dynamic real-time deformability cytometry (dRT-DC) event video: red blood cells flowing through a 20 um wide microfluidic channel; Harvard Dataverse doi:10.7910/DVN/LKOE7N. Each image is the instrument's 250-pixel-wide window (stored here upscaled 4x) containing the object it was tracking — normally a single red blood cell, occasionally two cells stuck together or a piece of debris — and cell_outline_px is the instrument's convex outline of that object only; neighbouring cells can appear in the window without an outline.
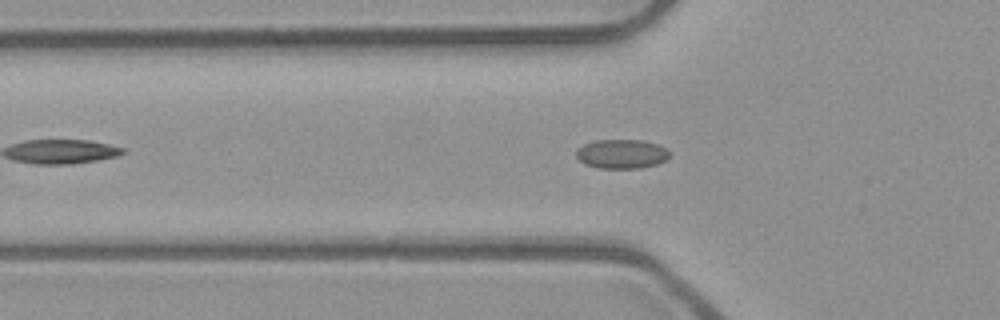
{"species": "common noctule bat (a hibernating species)", "species_latin": "Nyctalus noctula", "temperature_condition": "room temperature", "stored_images_in_passage": 36, "camera_frame_rate_fps": 3000, "um_per_image_px": 0.085, "animal": {"sex": "male", "body_mass_g": 23.1, "forearm_length_mm": 52.7}, "frame": {"image": 1, "passage_image": 7, "time_ms": 2.0, "image_size_px": [1000, 320], "cell_outline_px": [[668, 156], [664, 160], [656, 164], [640, 168], [600, 168], [584, 164], [576, 156], [576, 152], [584, 144], [596, 140], [644, 140], [656, 144], [664, 148], [668, 152]], "centroid_in_image_um": [52.81, 13.08], "position_along_channel_um": 73.0, "area_um2": 15.61}}
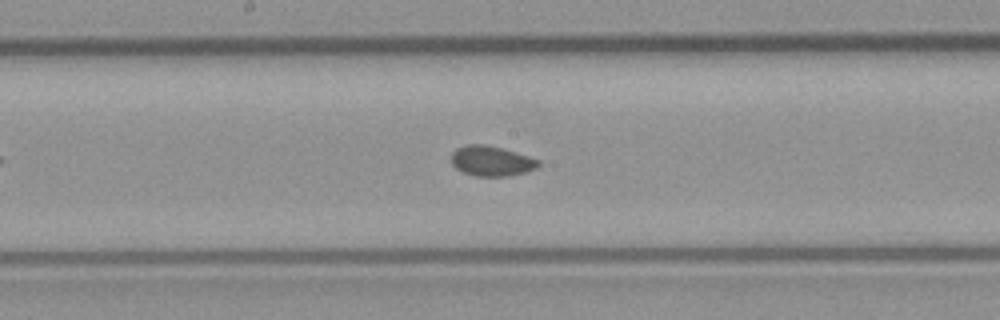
{"frame": {"image": 2, "passage_image": 17, "time_ms": 5.333, "image_size_px": [1000, 320], "cell_outline_px": [[540, 164], [536, 168], [528, 172], [508, 176], [476, 176], [464, 172], [456, 168], [452, 164], [452, 152], [456, 148], [468, 144], [484, 144], [500, 148], [528, 156], [540, 160]], "centroid_in_image_um": [41.78, 13.69], "position_along_channel_um": 206.4, "area_um2": 15.2}}
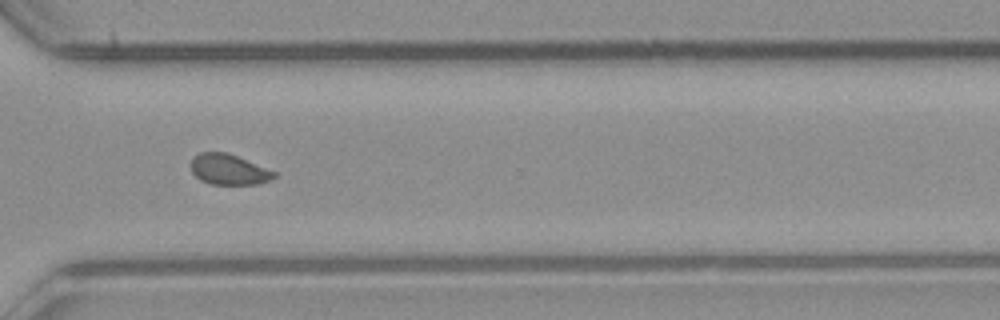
{"frame": {"image": 3, "passage_image": 28, "time_ms": 9.0, "image_size_px": [1000, 320], "cell_outline_px": [[276, 176], [260, 184], [212, 184], [200, 180], [192, 172], [192, 160], [200, 152], [224, 152], [236, 156], [276, 172]], "centroid_in_image_um": [19.44, 14.42], "position_along_channel_um": 351.2, "area_um2": 14.45}}